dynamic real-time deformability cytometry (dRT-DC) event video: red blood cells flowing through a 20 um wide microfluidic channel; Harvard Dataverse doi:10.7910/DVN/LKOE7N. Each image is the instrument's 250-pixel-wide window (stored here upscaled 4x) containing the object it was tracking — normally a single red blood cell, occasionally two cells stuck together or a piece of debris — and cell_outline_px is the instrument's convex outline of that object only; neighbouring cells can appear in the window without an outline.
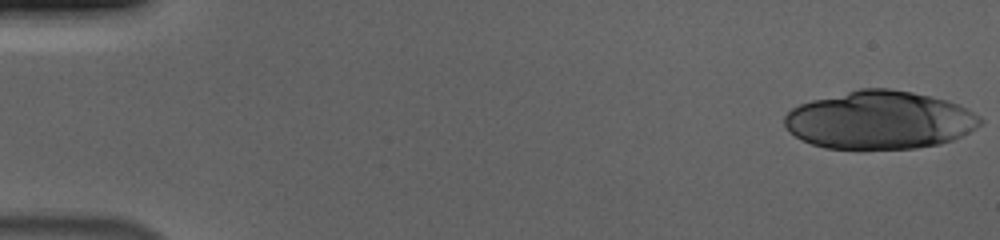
{"species": "human", "species_latin": "Homo sapiens", "temperature_condition": "cold", "stored_images_in_passage": 20, "camera_frame_rate_fps": 3000, "um_per_image_px": 0.085, "donor": {"sex": "male"}, "frame": {"image": 1, "passage_image": 1, "time_ms": 0.0, "image_size_px": [1000, 240], "cell_outline_px": [[984, 120], [976, 128], [952, 140], [940, 144], [916, 148], [824, 148], [812, 144], [788, 132], [784, 124], [784, 116], [792, 108], [800, 104], [812, 100], [860, 88], [892, 88], [912, 92], [948, 100], [980, 116]], "centroid_in_image_um": [74.75, 10.2], "position_along_channel_um": 10.2, "area_um2": 65.95}}